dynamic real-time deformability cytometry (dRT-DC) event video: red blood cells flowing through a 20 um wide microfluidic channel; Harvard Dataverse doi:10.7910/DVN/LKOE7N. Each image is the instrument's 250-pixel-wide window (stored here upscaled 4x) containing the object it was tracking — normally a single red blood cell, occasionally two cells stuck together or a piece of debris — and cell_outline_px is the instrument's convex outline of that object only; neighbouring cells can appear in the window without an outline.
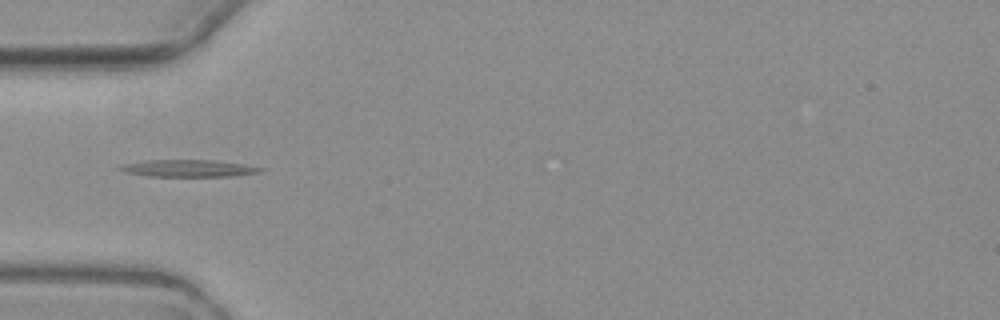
{"species": "common noctule bat (a hibernating species)", "species_latin": "Nyctalus noctula", "temperature_condition": "warm", "stored_images_in_passage": 6, "camera_frame_rate_fps": 3000, "um_per_image_px": 0.085, "animal": {"sex": "female", "body_mass_g": 19.3, "forearm_length_mm": 54.1}, "frame": {"image": 1, "passage_image": 4, "time_ms": 5.0, "image_size_px": [1000, 320], "cell_outline_px": [[264, 168], [260, 172], [232, 176], [148, 176], [124, 172], [116, 168], [124, 164], [144, 160], [212, 160], [240, 164]], "centroid_in_image_um": [15.94, 14.3], "position_along_channel_um": 69.1, "area_um2": 13.76}}
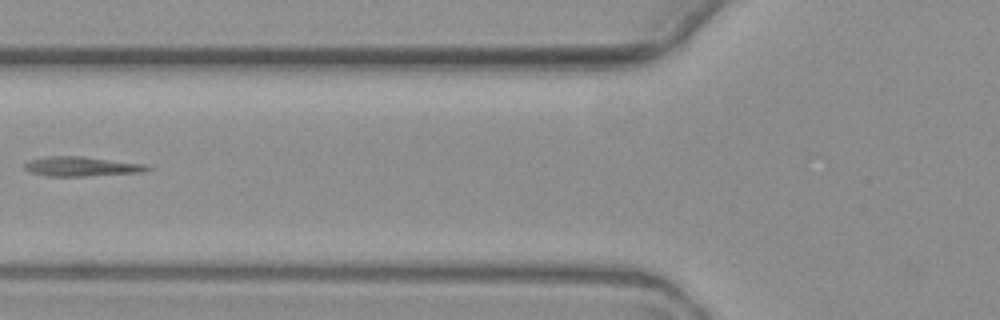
{"frame": {"image": 2, "passage_image": 5, "time_ms": 6.333, "image_size_px": [1000, 320], "cell_outline_px": [[152, 168], [144, 172], [84, 176], [48, 176], [32, 172], [24, 168], [24, 164], [28, 160], [44, 156], [80, 156], [144, 164]], "centroid_in_image_um": [6.9, 14.14], "position_along_channel_um": 118.9, "area_um2": 13.87}}
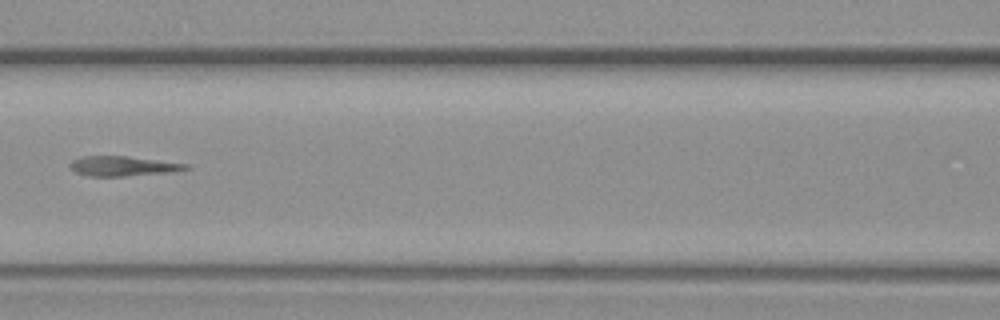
{"frame": {"image": 3, "passage_image": 6, "time_ms": 7.333, "image_size_px": [1000, 320], "cell_outline_px": [[192, 168], [168, 172], [124, 176], [88, 176], [76, 172], [68, 164], [72, 160], [80, 156], [128, 156], [188, 164]], "centroid_in_image_um": [10.42, 14.11], "position_along_channel_um": 156.2, "area_um2": 13.29}}